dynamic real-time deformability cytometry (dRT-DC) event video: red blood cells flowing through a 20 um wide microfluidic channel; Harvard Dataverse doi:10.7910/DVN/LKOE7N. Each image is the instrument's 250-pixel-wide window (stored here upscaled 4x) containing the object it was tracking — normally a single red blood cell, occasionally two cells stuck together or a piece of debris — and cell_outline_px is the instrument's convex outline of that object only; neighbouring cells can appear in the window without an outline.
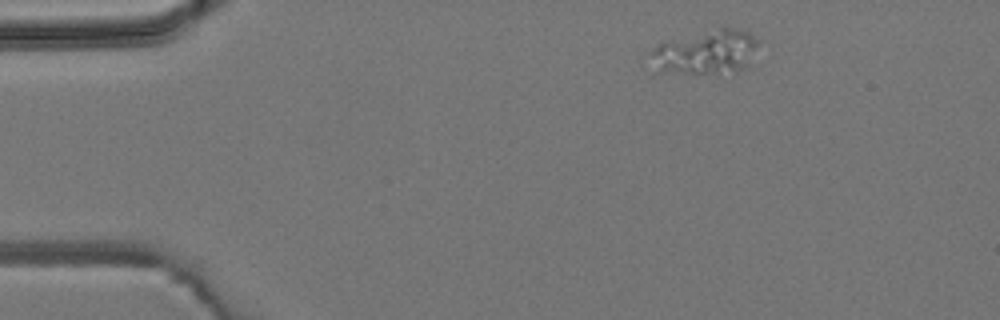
{"species": "common noctule bat (a hibernating species)", "species_latin": "Nyctalus noctula", "temperature_condition": "room temperature", "stored_images_in_passage": 4, "camera_frame_rate_fps": 3000, "um_per_image_px": 0.085, "animal": {"sex": "male", "body_mass_g": 19.2, "forearm_length_mm": 51.8}, "frame": {"image": 1, "passage_image": 1, "time_ms": 0.0, "image_size_px": [1000, 320], "cell_outline_px": [[764, 44], [748, 68], [736, 72], [652, 76], [652, 48], [656, 44], [664, 40], [720, 28], [736, 28], [748, 32], [760, 40]], "centroid_in_image_um": [59.99, 4.5], "position_along_channel_um": 25.0, "area_um2": 29.77}}